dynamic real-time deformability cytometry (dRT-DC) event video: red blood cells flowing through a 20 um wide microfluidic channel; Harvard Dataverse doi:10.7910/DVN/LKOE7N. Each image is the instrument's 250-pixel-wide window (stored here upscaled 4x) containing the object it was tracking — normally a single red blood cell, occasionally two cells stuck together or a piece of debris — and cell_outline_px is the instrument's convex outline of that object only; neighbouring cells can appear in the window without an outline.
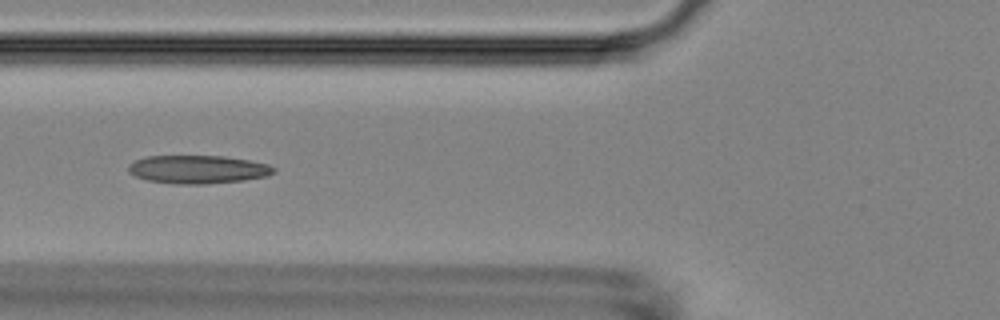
{"species": "Egyptian fruit bat (a non-hibernating species)", "species_latin": "Rousettus aegyptiacus", "temperature_condition": "room temperature", "stored_images_in_passage": 52, "camera_frame_rate_fps": 3000, "um_per_image_px": 0.085, "animal": {"sex": "female"}, "frame": {"image": 1, "passage_image": 20, "time_ms": 6.333, "image_size_px": [1000, 320], "cell_outline_px": [[276, 172], [268, 176], [244, 180], [204, 184], [176, 184], [148, 180], [136, 176], [128, 172], [128, 164], [136, 160], [148, 156], [224, 156], [248, 160], [268, 164], [276, 168]], "centroid_in_image_um": [16.84, 14.4], "position_along_channel_um": 109.0, "area_um2": 23.93}}
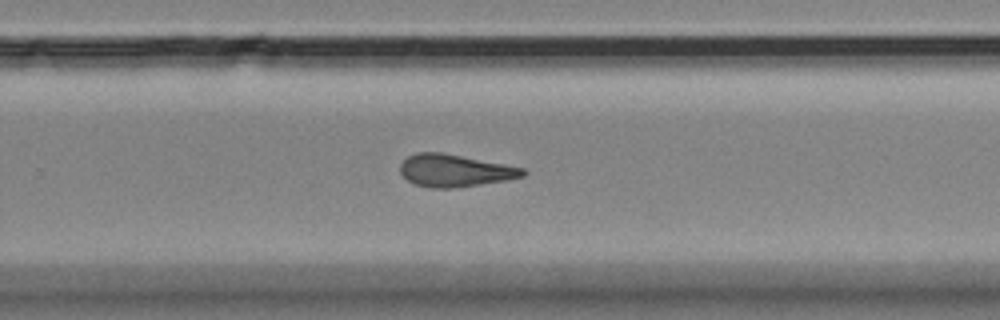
{"frame": {"image": 2, "passage_image": 35, "time_ms": 11.333, "image_size_px": [1000, 320], "cell_outline_px": [[528, 172], [524, 176], [508, 180], [452, 188], [428, 188], [416, 184], [408, 180], [400, 172], [400, 164], [408, 156], [416, 152], [440, 152], [504, 164], [524, 168]], "centroid_in_image_um": [38.66, 14.5], "position_along_channel_um": 291.1, "area_um2": 23.0}}
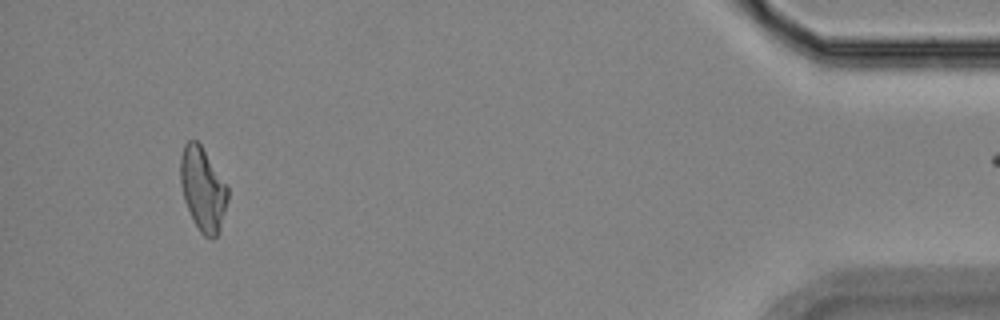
{"frame": {"image": 3, "passage_image": 51, "time_ms": 16.667, "image_size_px": [1000, 320], "cell_outline_px": [[228, 200], [220, 228], [216, 236], [212, 240], [204, 236], [200, 232], [184, 200], [180, 184], [180, 156], [184, 144], [188, 140], [196, 140], [200, 144], [228, 188]], "centroid_in_image_um": [17.22, 16.07], "position_along_channel_um": 418.0, "area_um2": 22.77}}